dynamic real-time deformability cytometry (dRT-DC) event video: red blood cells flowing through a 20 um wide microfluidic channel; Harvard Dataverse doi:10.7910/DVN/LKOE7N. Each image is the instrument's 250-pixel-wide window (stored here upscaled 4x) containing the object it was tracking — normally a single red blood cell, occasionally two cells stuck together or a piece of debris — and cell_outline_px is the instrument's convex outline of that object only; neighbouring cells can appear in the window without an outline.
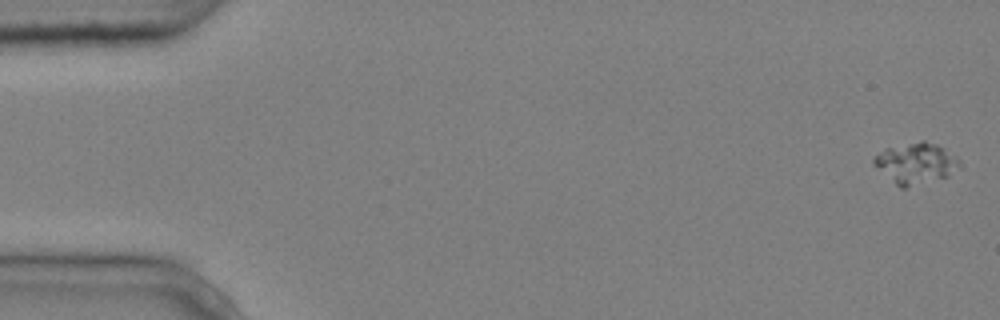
{"species": "common noctule bat (a hibernating species)", "species_latin": "Nyctalus noctula", "temperature_condition": "cold", "stored_images_in_passage": 7, "camera_frame_rate_fps": 3000, "um_per_image_px": 0.085, "animal": {"sex": "male", "body_mass_g": 20.4}, "frame": {"image": 1, "passage_image": 1, "time_ms": 0.0, "image_size_px": [1000, 320], "cell_outline_px": [[960, 168], [948, 176], [908, 188], [900, 188], [872, 164], [872, 160], [884, 148], [920, 140], [924, 140], [936, 144], [944, 148], [956, 156], [960, 160]], "centroid_in_image_um": [77.85, 13.88], "position_along_channel_um": 7.2, "area_um2": 20.63}}
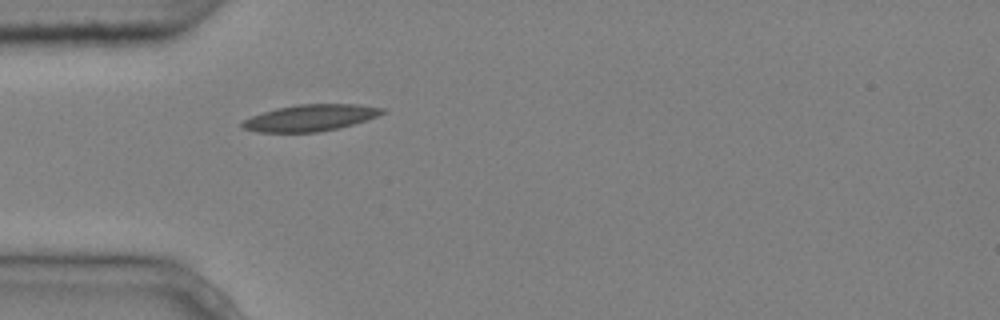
{"frame": {"image": 2, "passage_image": 7, "time_ms": 2.0, "image_size_px": [1000, 320], "cell_outline_px": [[384, 112], [376, 116], [352, 124], [336, 128], [316, 132], [256, 132], [244, 128], [240, 124], [244, 120], [252, 116], [276, 108], [296, 104], [356, 104], [384, 108]], "centroid_in_image_um": [26.34, 10.01], "position_along_channel_um": 58.7, "area_um2": 21.27}}